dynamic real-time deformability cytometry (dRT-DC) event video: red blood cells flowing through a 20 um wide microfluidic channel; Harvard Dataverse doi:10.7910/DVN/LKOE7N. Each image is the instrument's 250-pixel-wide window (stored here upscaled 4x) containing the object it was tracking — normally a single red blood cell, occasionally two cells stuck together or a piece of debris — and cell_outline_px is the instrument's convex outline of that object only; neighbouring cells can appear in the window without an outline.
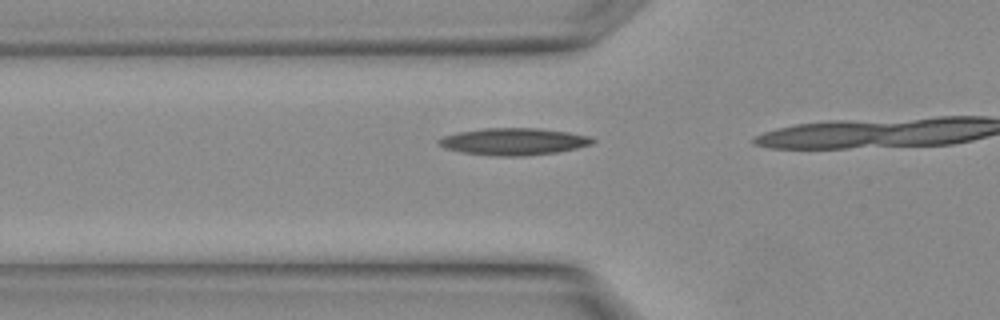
{"species": "Egyptian fruit bat (a non-hibernating species)", "species_latin": "Rousettus aegyptiacus", "temperature_condition": "warm", "stored_images_in_passage": 5, "camera_frame_rate_fps": 3000, "um_per_image_px": 0.085, "animal": {"sex": "female"}, "frame": {"image": 1, "passage_image": 2, "time_ms": 0.333, "image_size_px": [1000, 320], "cell_outline_px": [[596, 140], [592, 144], [576, 148], [556, 152], [520, 156], [492, 156], [464, 152], [444, 148], [436, 144], [436, 140], [444, 136], [460, 132], [484, 128], [540, 128], [568, 132], [588, 136]], "centroid_in_image_um": [43.63, 12.03], "position_along_channel_um": 82.2, "area_um2": 24.1}}
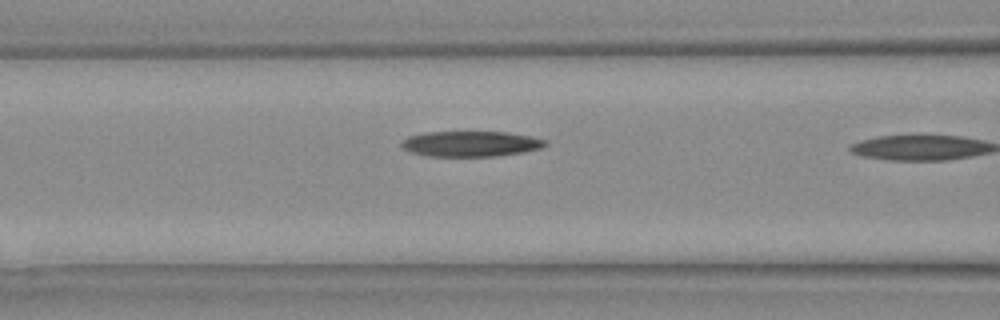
{"frame": {"image": 2, "passage_image": 4, "time_ms": 1.0, "image_size_px": [1000, 320], "cell_outline_px": [[548, 144], [540, 148], [520, 152], [496, 156], [428, 156], [412, 152], [404, 148], [400, 144], [408, 136], [428, 132], [504, 132], [528, 136], [548, 140]], "centroid_in_image_um": [40.01, 12.22], "position_along_channel_um": 126.6, "area_um2": 21.04}}